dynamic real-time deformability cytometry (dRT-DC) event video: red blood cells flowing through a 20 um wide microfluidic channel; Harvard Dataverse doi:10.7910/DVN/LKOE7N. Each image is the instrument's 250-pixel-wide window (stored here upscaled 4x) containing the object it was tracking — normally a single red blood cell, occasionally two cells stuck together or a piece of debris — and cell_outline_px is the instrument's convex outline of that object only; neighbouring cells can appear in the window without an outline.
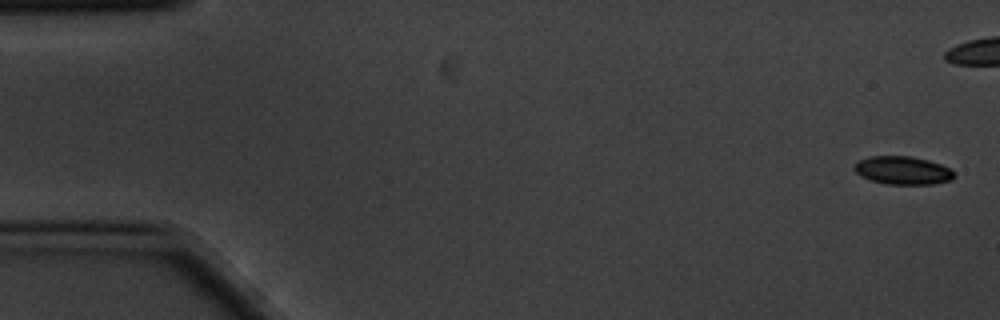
{"species": "common noctule bat (a hibernating species)", "species_latin": "Nyctalus noctula", "temperature_condition": "cold", "stored_images_in_passage": 6, "camera_frame_rate_fps": 3000, "um_per_image_px": 0.085, "animal": {"sex": "male", "body_mass_g": 20.1, "forearm_length_mm": 53.5}, "frame": {"image": 1, "passage_image": 1, "time_ms": 0.0, "image_size_px": [1000, 320], "cell_outline_px": [[956, 176], [952, 180], [932, 184], [888, 184], [872, 180], [860, 176], [852, 168], [852, 164], [860, 160], [872, 156], [912, 156], [928, 160], [952, 168], [956, 172]], "centroid_in_image_um": [76.77, 14.48], "position_along_channel_um": 8.2, "area_um2": 16.59}}